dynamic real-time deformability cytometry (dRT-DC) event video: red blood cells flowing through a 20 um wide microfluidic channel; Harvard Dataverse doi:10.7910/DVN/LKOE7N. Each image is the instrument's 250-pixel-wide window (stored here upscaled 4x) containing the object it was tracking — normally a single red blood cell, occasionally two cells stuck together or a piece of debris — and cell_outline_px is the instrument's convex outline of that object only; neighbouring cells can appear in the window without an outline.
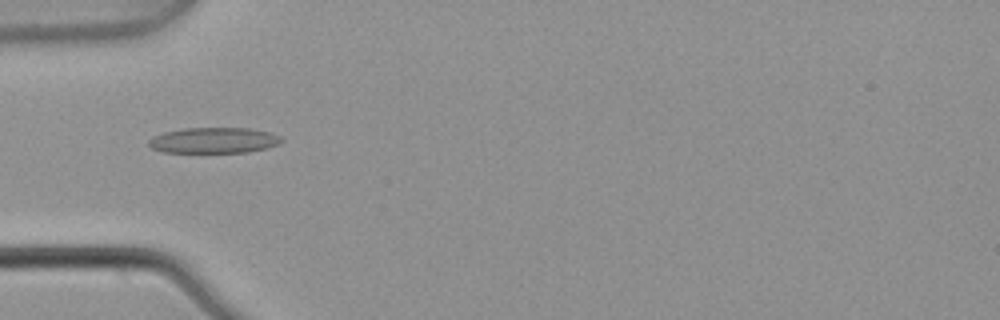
{"species": "common noctule bat (a hibernating species)", "species_latin": "Nyctalus noctula", "temperature_condition": "warm", "stored_images_in_passage": 2, "camera_frame_rate_fps": 3000, "um_per_image_px": 0.085, "animal": {"sex": "male", "body_mass_g": 21.5, "forearm_length_mm": 52.0}, "frame": {"image": 1, "passage_image": 1, "time_ms": 0.0, "image_size_px": [1000, 320], "cell_outline_px": [[284, 140], [280, 144], [268, 148], [248, 152], [164, 152], [152, 148], [148, 144], [148, 140], [152, 136], [164, 132], [184, 128], [248, 128], [272, 132], [280, 136]], "centroid_in_image_um": [18.21, 11.92], "position_along_channel_um": 66.8, "area_um2": 20.06}}
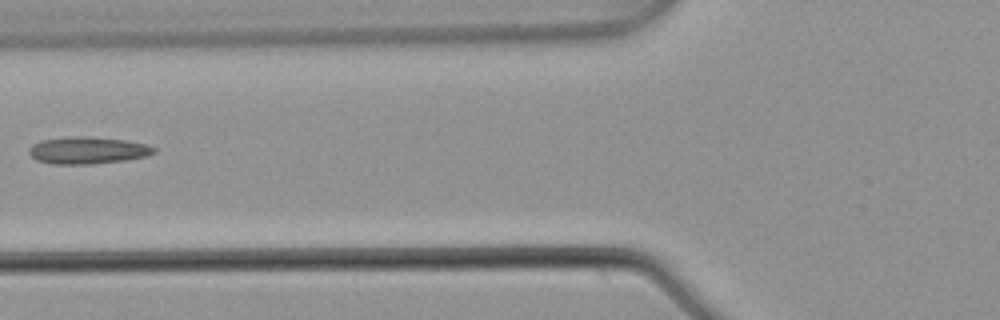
{"frame": {"image": 2, "passage_image": 2, "time_ms": 0.333, "image_size_px": [1000, 320], "cell_outline_px": [[156, 152], [144, 156], [124, 160], [92, 164], [52, 164], [36, 160], [28, 152], [28, 148], [32, 144], [40, 140], [72, 136], [92, 136], [124, 140], [144, 144], [156, 148]], "centroid_in_image_um": [7.39, 12.77], "position_along_channel_um": 118.4, "area_um2": 19.71}}